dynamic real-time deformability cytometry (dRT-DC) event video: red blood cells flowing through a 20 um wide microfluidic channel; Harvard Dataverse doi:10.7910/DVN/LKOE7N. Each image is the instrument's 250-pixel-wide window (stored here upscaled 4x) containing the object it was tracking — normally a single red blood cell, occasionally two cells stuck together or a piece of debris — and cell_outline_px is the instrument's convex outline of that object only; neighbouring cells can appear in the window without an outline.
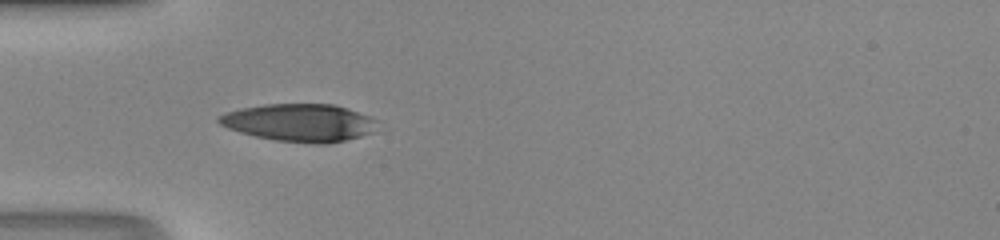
{"species": "human", "species_latin": "Homo sapiens", "temperature_condition": "room temperature", "stored_images_in_passage": 33, "camera_frame_rate_fps": 3000, "um_per_image_px": 0.085, "donor": {"sex": "male"}, "frame": {"image": 1, "passage_image": 1, "time_ms": 0.0, "image_size_px": [1000, 240], "cell_outline_px": [[376, 120], [372, 132], [360, 136], [328, 144], [316, 144], [276, 140], [256, 136], [240, 132], [228, 128], [220, 124], [216, 120], [216, 116], [224, 112], [240, 108], [264, 104], [332, 104], [348, 108], [368, 116]], "centroid_in_image_um": [25.4, 10.42], "position_along_channel_um": 59.6, "area_um2": 34.62}}
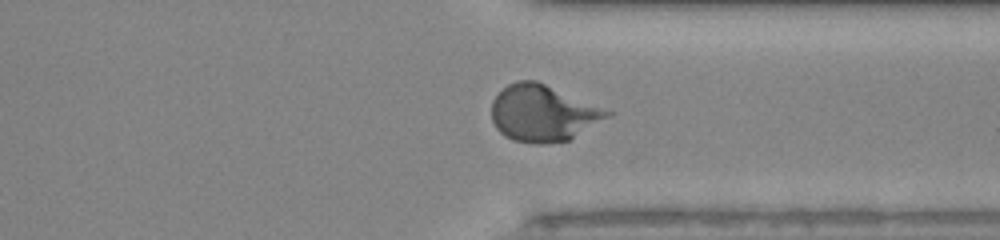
{"frame": {"image": 2, "passage_image": 22, "time_ms": 7.0, "image_size_px": [1000, 240], "cell_outline_px": [[616, 112], [612, 116], [568, 140], [544, 144], [536, 144], [512, 140], [504, 136], [496, 128], [492, 120], [492, 100], [508, 84], [516, 80], [536, 80]], "centroid_in_image_um": [46.18, 9.62], "position_along_channel_um": 365.2, "area_um2": 38.32}}
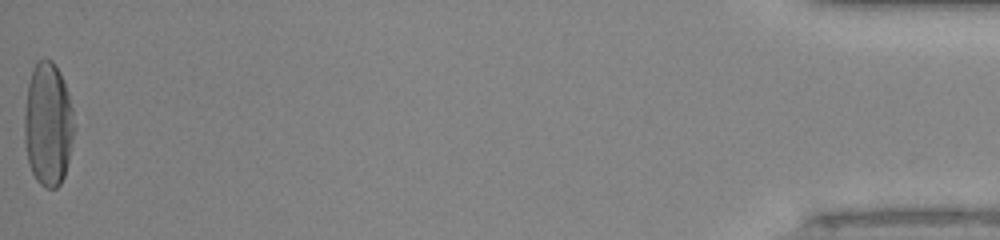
{"frame": {"image": 3, "passage_image": 33, "time_ms": 10.667, "image_size_px": [1000, 240], "cell_outline_px": [[76, 124], [68, 160], [64, 176], [60, 184], [56, 188], [44, 188], [36, 180], [28, 164], [24, 140], [24, 116], [28, 84], [32, 68], [36, 60], [52, 60], [56, 64], [60, 72], [68, 92]], "centroid_in_image_um": [4.08, 10.56], "position_along_channel_um": 431.1, "area_um2": 36.3}}